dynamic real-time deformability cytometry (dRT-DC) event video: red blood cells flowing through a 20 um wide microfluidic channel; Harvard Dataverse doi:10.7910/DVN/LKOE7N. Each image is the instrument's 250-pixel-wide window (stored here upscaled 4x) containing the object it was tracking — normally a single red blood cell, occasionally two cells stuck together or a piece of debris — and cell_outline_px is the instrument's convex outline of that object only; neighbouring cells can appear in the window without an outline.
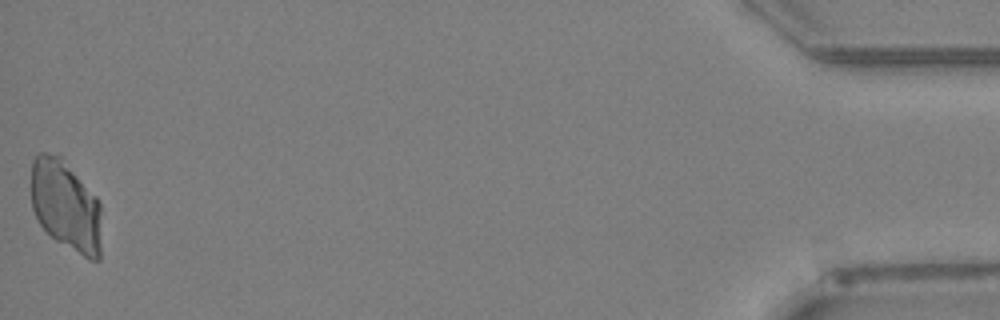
{"species": "Egyptian fruit bat (a non-hibernating species)", "species_latin": "Rousettus aegyptiacus", "temperature_condition": "warm", "stored_images_in_passage": 39, "camera_frame_rate_fps": 3000, "um_per_image_px": 0.085, "animal": {"sex": "female"}, "frame": {"image": 1, "passage_image": 39, "time_ms": 12.667, "image_size_px": [1000, 320], "cell_outline_px": [[100, 260], [88, 260], [56, 240], [40, 224], [32, 208], [32, 160], [40, 152], [56, 152], [60, 156], [96, 196], [100, 204]], "centroid_in_image_um": [5.59, 17.47], "position_along_channel_um": 429.6, "area_um2": 37.05}}